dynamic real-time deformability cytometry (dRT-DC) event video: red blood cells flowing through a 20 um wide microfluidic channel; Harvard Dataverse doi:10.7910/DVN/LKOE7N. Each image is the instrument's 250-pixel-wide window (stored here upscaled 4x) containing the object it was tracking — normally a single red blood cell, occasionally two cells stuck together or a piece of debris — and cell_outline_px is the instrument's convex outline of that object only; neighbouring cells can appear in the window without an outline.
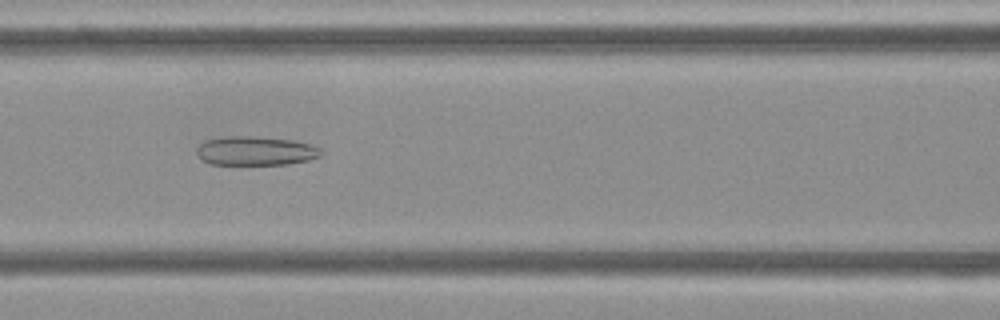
{"species": "Egyptian fruit bat (a non-hibernating species)", "species_latin": "Rousettus aegyptiacus", "temperature_condition": "cold", "stored_images_in_passage": 45, "camera_frame_rate_fps": 3000, "um_per_image_px": 0.085, "frame": {"image": 1, "passage_image": 15, "time_ms": 4.667, "image_size_px": [1000, 320], "cell_outline_px": [[324, 152], [320, 156], [308, 160], [288, 164], [212, 164], [204, 160], [196, 152], [196, 148], [204, 140], [228, 136], [256, 136], [292, 140], [308, 144], [320, 148]], "centroid_in_image_um": [21.73, 12.81], "position_along_channel_um": 144.9, "area_um2": 20.92}}
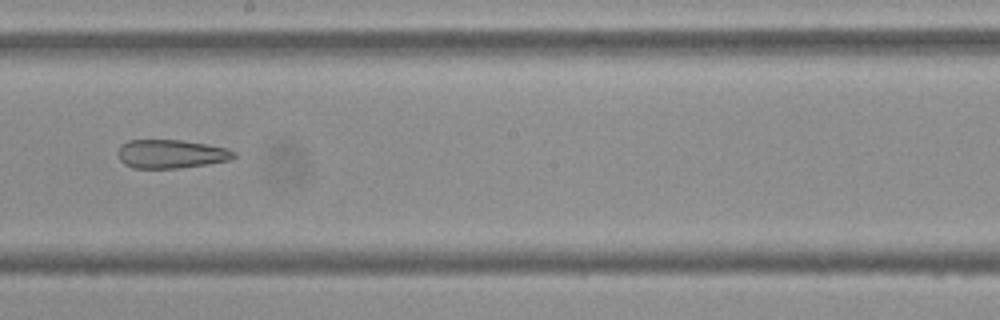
{"frame": {"image": 2, "passage_image": 22, "time_ms": 7.0, "image_size_px": [1000, 320], "cell_outline_px": [[236, 156], [228, 160], [208, 164], [180, 168], [132, 168], [124, 164], [120, 160], [116, 152], [120, 144], [128, 140], [184, 140], [224, 148], [236, 152]], "centroid_in_image_um": [14.47, 13.08], "position_along_channel_um": 233.7, "area_um2": 19.42}}
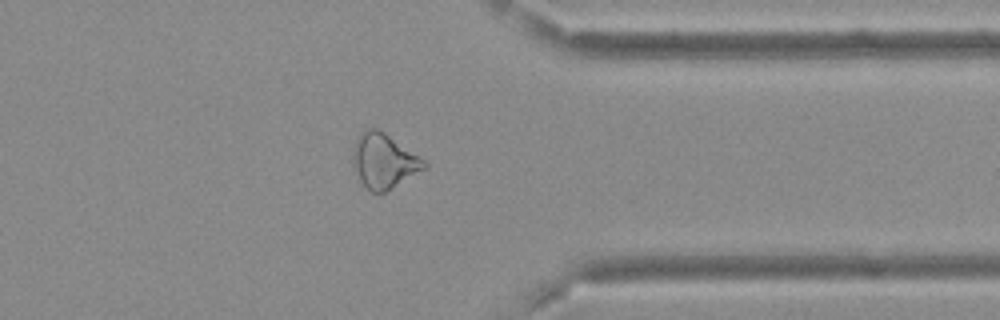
{"frame": {"image": 3, "passage_image": 34, "time_ms": 11.0, "image_size_px": [1000, 320], "cell_outline_px": [[428, 168], [384, 192], [372, 192], [360, 180], [352, 164], [352, 148], [360, 132], [364, 128], [376, 128], [384, 132], [424, 160], [428, 164]], "centroid_in_image_um": [32.61, 13.66], "position_along_channel_um": 378.8, "area_um2": 22.6}, "authors_computed_cell_mechanics": {"area_um2": 22.5998, "velocity_mm_per_s": 3.8126, "shape_relaxation_time_tau1_ms": null, "shape_relaxation_time_tau2_ms": 5.6401, "deformation_change_tau1": null, "deformation_change_tau2": 0.18}}